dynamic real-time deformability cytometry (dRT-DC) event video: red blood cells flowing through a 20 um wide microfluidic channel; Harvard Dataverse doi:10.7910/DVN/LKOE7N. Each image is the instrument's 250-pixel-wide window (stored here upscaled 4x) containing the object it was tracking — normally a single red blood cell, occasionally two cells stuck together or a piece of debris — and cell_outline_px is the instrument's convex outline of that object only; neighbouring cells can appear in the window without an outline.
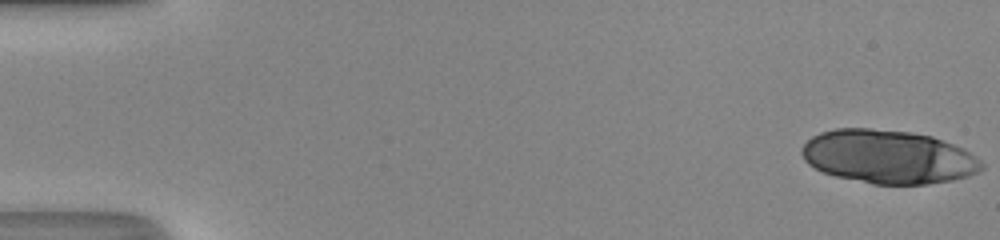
{"species": "human", "species_latin": "Homo sapiens", "temperature_condition": "room temperature", "stored_images_in_passage": 48, "camera_frame_rate_fps": 3000, "um_per_image_px": 0.085, "donor": {"sex": "male"}, "frame": {"image": 1, "passage_image": 1, "time_ms": 0.0, "image_size_px": [1000, 240], "cell_outline_px": [[984, 168], [968, 176], [952, 180], [928, 184], [872, 184], [836, 176], [824, 172], [808, 164], [804, 160], [800, 152], [800, 148], [812, 136], [820, 132], [836, 128], [872, 128], [912, 132], [932, 136], [964, 148], [980, 160], [984, 164]], "centroid_in_image_um": [75.49, 13.32], "position_along_channel_um": 9.5, "area_um2": 56.36}}
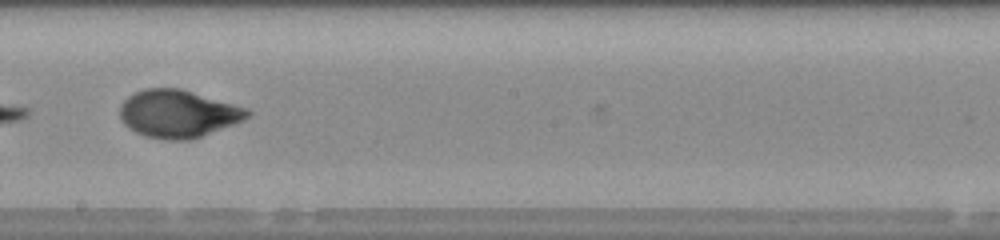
{"frame": {"image": 2, "passage_image": 29, "time_ms": 9.333, "image_size_px": [1000, 240], "cell_outline_px": [[252, 112], [244, 120], [200, 136], [188, 140], [168, 140], [144, 136], [128, 128], [120, 120], [120, 104], [128, 96], [144, 88], [180, 88], [248, 108]], "centroid_in_image_um": [15.1, 9.66], "position_along_channel_um": 233.1, "area_um2": 35.32}, "authors_computed_cell_mechanics": {"area_um2": 35.9227, "velocity_mm_per_s": 4.3401, "shape_relaxation_time_tau1_ms": 4.3459, "shape_relaxation_time_tau2_ms": 0.9356, "deformation_change_tau1": 0.2167, "deformation_change_tau2": 0.0505}}